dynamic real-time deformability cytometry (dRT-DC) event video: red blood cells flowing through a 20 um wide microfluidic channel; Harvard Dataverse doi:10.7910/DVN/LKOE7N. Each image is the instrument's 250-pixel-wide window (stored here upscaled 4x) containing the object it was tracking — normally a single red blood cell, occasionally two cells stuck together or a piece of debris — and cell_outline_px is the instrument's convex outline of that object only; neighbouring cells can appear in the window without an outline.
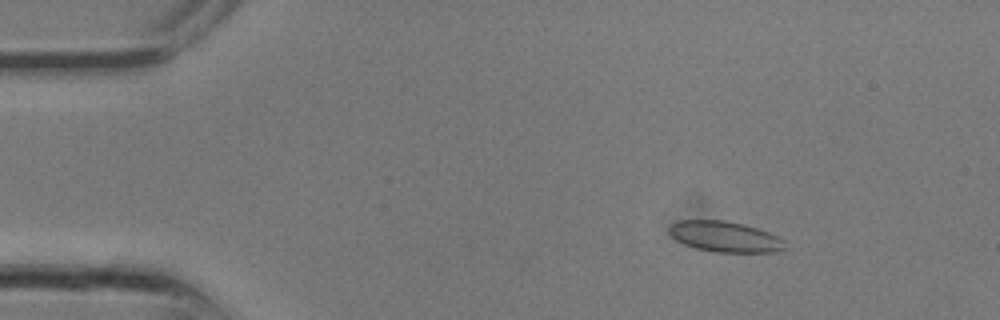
{"species": "common noctule bat (a hibernating species)", "species_latin": "Nyctalus noctula", "temperature_condition": "room temperature", "stored_images_in_passage": 10, "camera_frame_rate_fps": 3000, "um_per_image_px": 0.085, "animal": {"sex": "male", "body_mass_g": 13.3}, "frame": {"image": 1, "passage_image": 4, "time_ms": 1.0, "image_size_px": [1000, 320], "cell_outline_px": [[784, 248], [776, 252], [716, 252], [696, 248], [684, 244], [676, 240], [668, 232], [668, 228], [672, 224], [680, 220], [724, 220], [744, 224], [768, 232], [784, 240]], "centroid_in_image_um": [61.59, 20.11], "position_along_channel_um": 23.4, "area_um2": 20.58}}
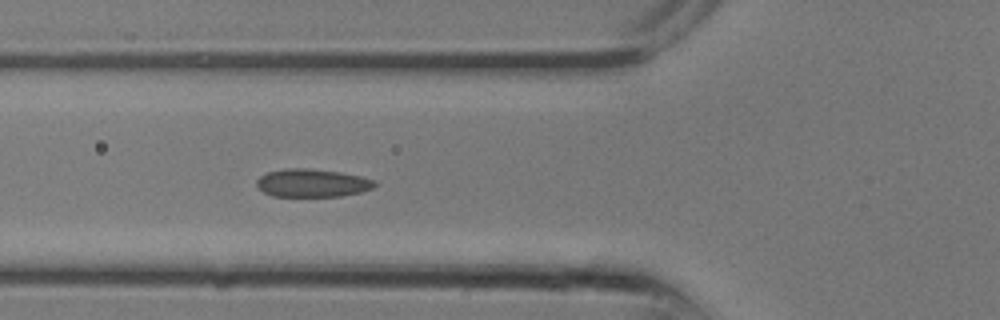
{"frame": {"image": 2, "passage_image": 10, "time_ms": 3.0, "image_size_px": [1000, 320], "cell_outline_px": [[376, 184], [372, 188], [360, 192], [340, 196], [272, 196], [264, 192], [256, 184], [256, 180], [260, 176], [268, 172], [284, 168], [308, 168], [340, 172], [360, 176], [376, 180]], "centroid_in_image_um": [26.53, 15.55], "position_along_channel_um": 99.3, "area_um2": 19.25}}